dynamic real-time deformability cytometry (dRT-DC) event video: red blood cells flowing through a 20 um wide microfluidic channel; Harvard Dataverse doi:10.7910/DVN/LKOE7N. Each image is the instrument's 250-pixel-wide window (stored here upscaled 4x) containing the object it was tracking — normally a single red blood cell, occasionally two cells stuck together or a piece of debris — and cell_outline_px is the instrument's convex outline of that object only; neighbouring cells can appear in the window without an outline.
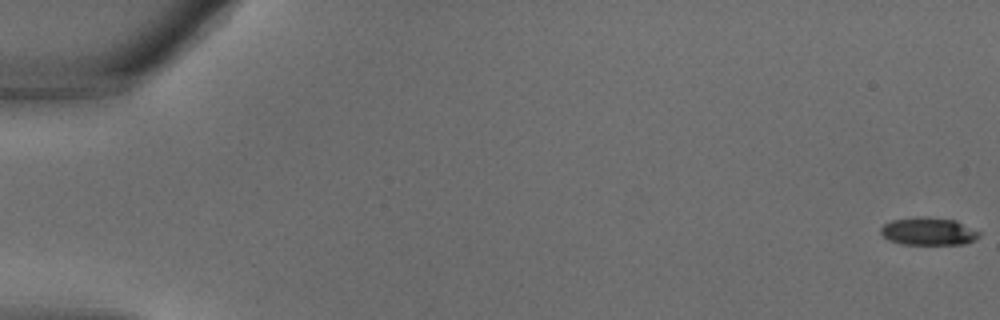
{"species": "common noctule bat (a hibernating species)", "species_latin": "Nyctalus noctula", "temperature_condition": "warm", "stored_images_in_passage": 10, "camera_frame_rate_fps": 3000, "um_per_image_px": 0.085, "animal": {"sex": "male", "body_mass_g": 18.8}, "frame": {"image": 1, "passage_image": 1, "time_ms": 0.0, "image_size_px": [1000, 320], "cell_outline_px": [[980, 236], [964, 244], [900, 244], [888, 240], [880, 232], [880, 228], [884, 224], [892, 220], [916, 216], [928, 216], [956, 220], [980, 232]], "centroid_in_image_um": [78.89, 19.65], "position_along_channel_um": 6.1, "area_um2": 16.01}}
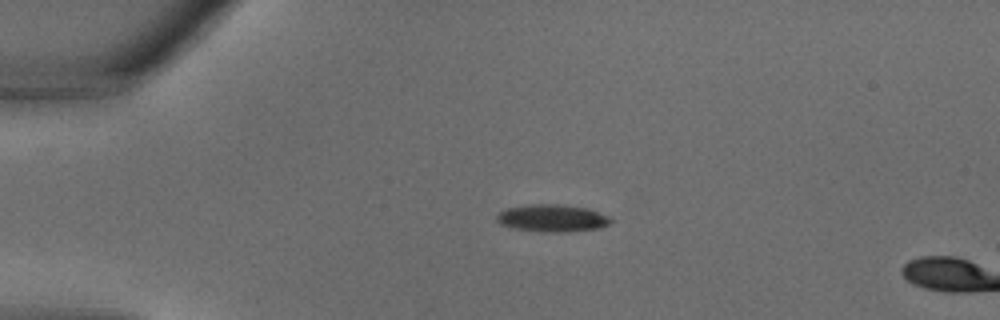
{"frame": {"image": 2, "passage_image": 9, "time_ms": 2.667, "image_size_px": [1000, 320], "cell_outline_px": [[612, 220], [608, 224], [600, 228], [568, 232], [540, 232], [508, 228], [500, 224], [496, 220], [496, 216], [504, 208], [528, 204], [560, 204], [588, 208], [608, 216]], "centroid_in_image_um": [46.88, 18.55], "position_along_channel_um": 38.1, "area_um2": 18.5}}